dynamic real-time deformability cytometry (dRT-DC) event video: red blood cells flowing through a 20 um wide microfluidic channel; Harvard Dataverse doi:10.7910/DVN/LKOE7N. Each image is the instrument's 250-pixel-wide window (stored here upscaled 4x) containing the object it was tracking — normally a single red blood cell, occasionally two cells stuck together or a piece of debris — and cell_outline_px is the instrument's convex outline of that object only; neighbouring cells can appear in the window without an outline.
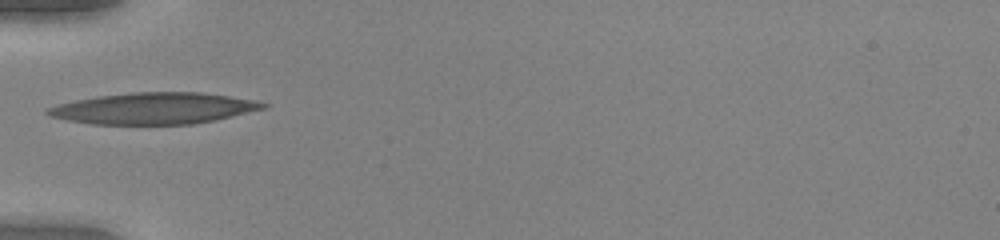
{"species": "human", "species_latin": "Homo sapiens", "temperature_condition": "warm", "stored_images_in_passage": 33, "camera_frame_rate_fps": 3000, "um_per_image_px": 0.085, "donor": {"sex": "female"}, "frame": {"image": 1, "passage_image": 1, "time_ms": 0.0, "image_size_px": [1000, 240], "cell_outline_px": [[268, 108], [212, 120], [192, 124], [92, 124], [68, 120], [48, 116], [44, 112], [44, 108], [56, 104], [96, 96], [132, 92], [200, 92], [256, 100], [268, 104]], "centroid_in_image_um": [13.03, 9.2], "position_along_channel_um": 72.0, "area_um2": 39.42}}
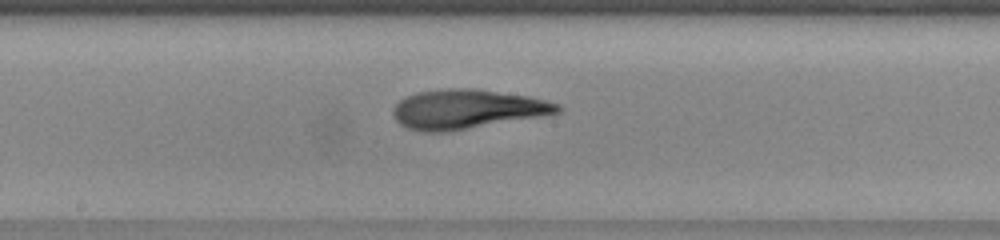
{"frame": {"image": 2, "passage_image": 11, "time_ms": 3.333, "image_size_px": [1000, 240], "cell_outline_px": [[560, 112], [444, 132], [424, 132], [408, 128], [400, 124], [396, 120], [392, 112], [392, 108], [404, 96], [416, 92], [448, 88], [472, 88], [528, 96], [560, 104]], "centroid_in_image_um": [39.6, 9.26], "position_along_channel_um": 208.6, "area_um2": 37.11}}
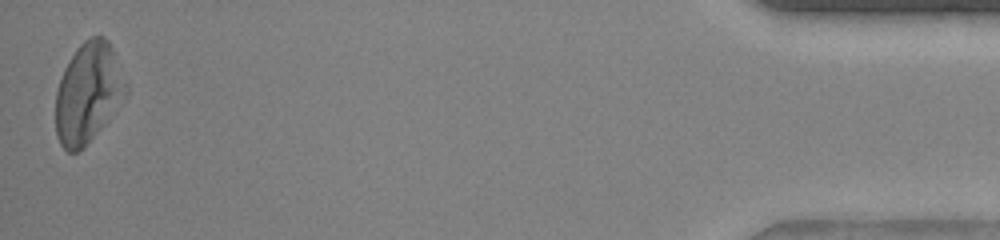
{"frame": {"image": 3, "passage_image": 33, "time_ms": 10.667, "image_size_px": [1000, 240], "cell_outline_px": [[128, 92], [108, 120], [84, 148], [76, 152], [68, 152], [60, 144], [56, 136], [56, 92], [64, 68], [68, 60], [76, 48], [84, 40], [92, 36], [104, 36], [108, 40], [112, 48], [128, 84]], "centroid_in_image_um": [7.49, 7.89], "position_along_channel_um": 427.7, "area_um2": 41.15}}